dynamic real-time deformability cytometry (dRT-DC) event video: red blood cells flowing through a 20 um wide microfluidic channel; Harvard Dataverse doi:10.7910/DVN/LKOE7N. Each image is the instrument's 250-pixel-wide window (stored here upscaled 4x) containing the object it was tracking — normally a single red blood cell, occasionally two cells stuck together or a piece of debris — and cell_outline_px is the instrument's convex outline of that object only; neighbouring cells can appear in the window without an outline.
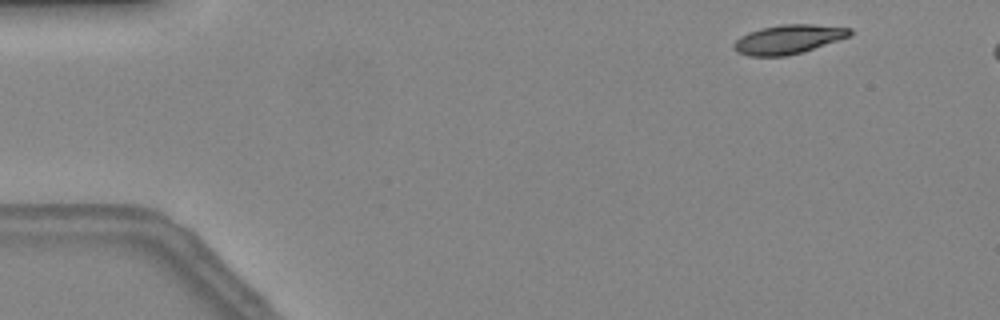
{"species": "common noctule bat (a hibernating species)", "species_latin": "Nyctalus noctula", "temperature_condition": "warm", "stored_images_in_passage": 12, "camera_frame_rate_fps": 3000, "um_per_image_px": 0.085, "animal": {"sex": "female", "body_mass_g": 24.6, "forearm_length_mm": 56.2}, "frame": {"image": 1, "passage_image": 3, "time_ms": 0.667, "image_size_px": [1000, 320], "cell_outline_px": [[852, 36], [804, 52], [784, 56], [748, 56], [736, 52], [732, 48], [732, 44], [740, 36], [748, 32], [760, 28], [780, 24], [812, 24], [852, 28]], "centroid_in_image_um": [67.01, 3.34], "position_along_channel_um": 18.0, "area_um2": 20.06}}